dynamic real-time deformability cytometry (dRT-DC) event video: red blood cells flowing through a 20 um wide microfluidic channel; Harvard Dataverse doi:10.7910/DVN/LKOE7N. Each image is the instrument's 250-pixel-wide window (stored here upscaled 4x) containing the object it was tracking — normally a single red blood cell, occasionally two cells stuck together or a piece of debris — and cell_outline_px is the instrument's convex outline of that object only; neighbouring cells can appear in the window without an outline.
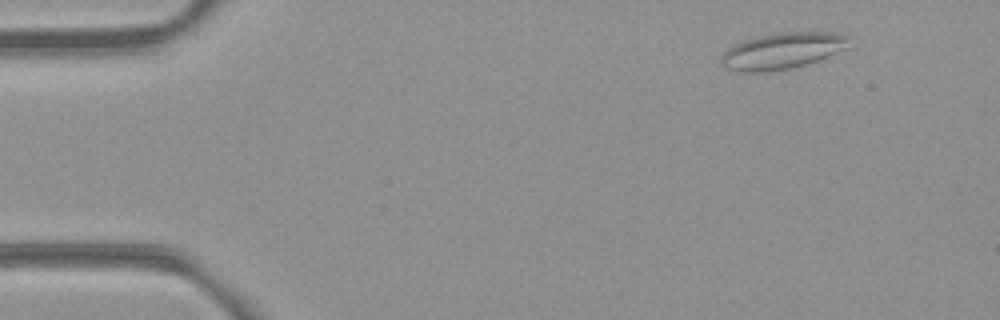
{"species": "common noctule bat (a hibernating species)", "species_latin": "Nyctalus noctula", "temperature_condition": "room temperature", "stored_images_in_passage": 4, "camera_frame_rate_fps": 3000, "um_per_image_px": 0.085, "animal": {"sex": "female", "body_mass_g": 21.9}, "frame": {"image": 1, "passage_image": 1, "time_ms": 0.0, "image_size_px": [1000, 320], "cell_outline_px": [[848, 48], [808, 64], [792, 68], [768, 72], [740, 72], [724, 68], [720, 64], [720, 56], [732, 44], [740, 40], [756, 36], [776, 32], [832, 32], [848, 36]], "centroid_in_image_um": [66.43, 4.32], "position_along_channel_um": 18.6, "area_um2": 27.57}}